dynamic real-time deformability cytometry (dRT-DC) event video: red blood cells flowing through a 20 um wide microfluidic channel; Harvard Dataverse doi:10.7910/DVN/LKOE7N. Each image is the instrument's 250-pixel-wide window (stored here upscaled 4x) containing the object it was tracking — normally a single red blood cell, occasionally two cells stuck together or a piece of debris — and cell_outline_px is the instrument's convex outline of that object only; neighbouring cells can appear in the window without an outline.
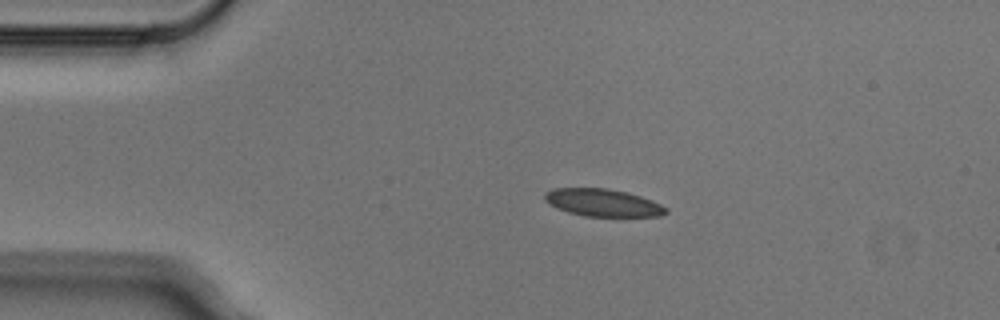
{"species": "Egyptian fruit bat (a non-hibernating species)", "species_latin": "Rousettus aegyptiacus", "temperature_condition": "cold", "stored_images_in_passage": 2, "camera_frame_rate_fps": 3000, "um_per_image_px": 0.085, "animal": {"sex": "male"}, "frame": {"image": 1, "passage_image": 1, "time_ms": 0.0, "image_size_px": [1000, 320], "cell_outline_px": [[668, 212], [660, 216], [584, 216], [568, 212], [556, 208], [548, 204], [544, 200], [544, 192], [552, 188], [608, 188], [640, 196], [652, 200], [668, 208]], "centroid_in_image_um": [51.2, 17.22], "position_along_channel_um": 33.8, "area_um2": 19.48}}